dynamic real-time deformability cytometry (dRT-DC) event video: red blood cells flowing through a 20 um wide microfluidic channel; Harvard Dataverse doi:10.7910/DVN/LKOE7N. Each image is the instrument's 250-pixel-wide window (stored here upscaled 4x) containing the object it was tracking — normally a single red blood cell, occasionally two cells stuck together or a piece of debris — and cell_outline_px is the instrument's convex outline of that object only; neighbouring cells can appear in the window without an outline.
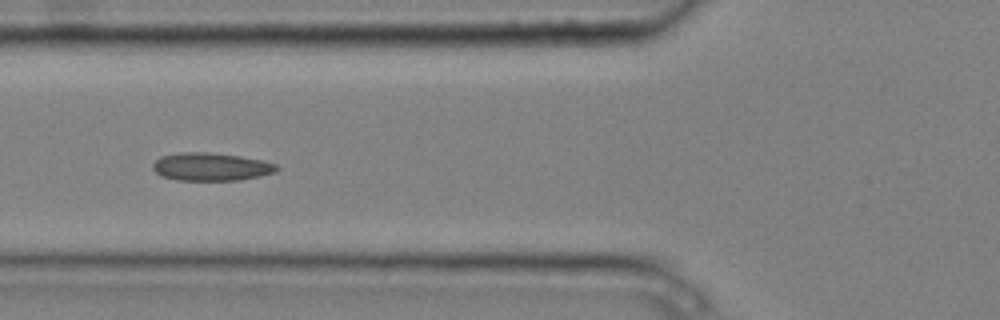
{"species": "common noctule bat (a hibernating species)", "species_latin": "Nyctalus noctula", "temperature_condition": "cold", "stored_images_in_passage": 10, "camera_frame_rate_fps": 3000, "um_per_image_px": 0.085, "animal": {"sex": "male", "body_mass_g": 20.4}, "frame": {"image": 1, "passage_image": 6, "time_ms": 1.667, "image_size_px": [1000, 320], "cell_outline_px": [[280, 168], [276, 172], [260, 176], [240, 180], [176, 180], [160, 176], [152, 168], [152, 164], [160, 156], [180, 152], [208, 152], [240, 156], [264, 160], [276, 164]], "centroid_in_image_um": [17.94, 14.17], "position_along_channel_um": 107.9, "area_um2": 20.4}}
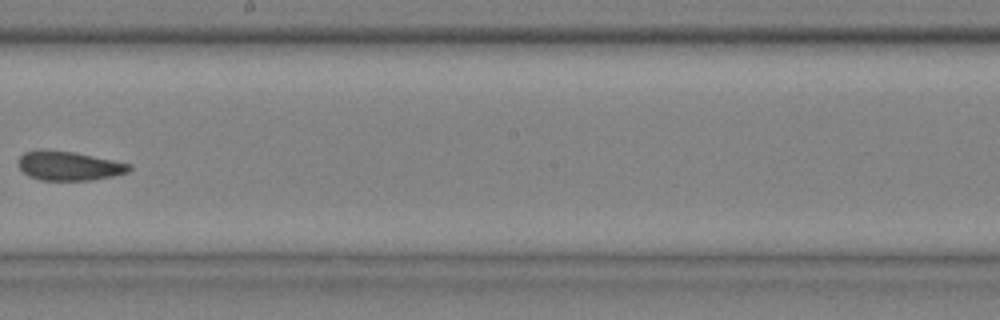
{"frame": {"image": 2, "passage_image": 9, "time_ms": 2.667, "image_size_px": [1000, 320], "cell_outline_px": [[132, 168], [128, 172], [112, 176], [88, 180], [40, 180], [28, 176], [16, 164], [20, 156], [24, 152], [40, 148], [72, 152], [132, 164]], "centroid_in_image_um": [5.8, 14.08], "position_along_channel_um": 242.4, "area_um2": 18.9}}
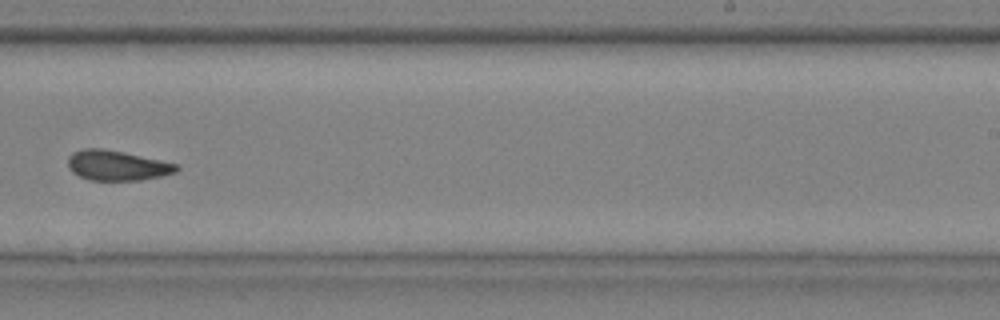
{"frame": {"image": 3, "passage_image": 10, "time_ms": 3.0, "image_size_px": [1000, 320], "cell_outline_px": [[180, 168], [176, 172], [160, 176], [140, 180], [88, 180], [72, 172], [68, 168], [68, 156], [72, 152], [84, 148], [104, 148], [124, 152], [180, 164]], "centroid_in_image_um": [9.94, 14.05], "position_along_channel_um": 279.1, "area_um2": 19.19}}